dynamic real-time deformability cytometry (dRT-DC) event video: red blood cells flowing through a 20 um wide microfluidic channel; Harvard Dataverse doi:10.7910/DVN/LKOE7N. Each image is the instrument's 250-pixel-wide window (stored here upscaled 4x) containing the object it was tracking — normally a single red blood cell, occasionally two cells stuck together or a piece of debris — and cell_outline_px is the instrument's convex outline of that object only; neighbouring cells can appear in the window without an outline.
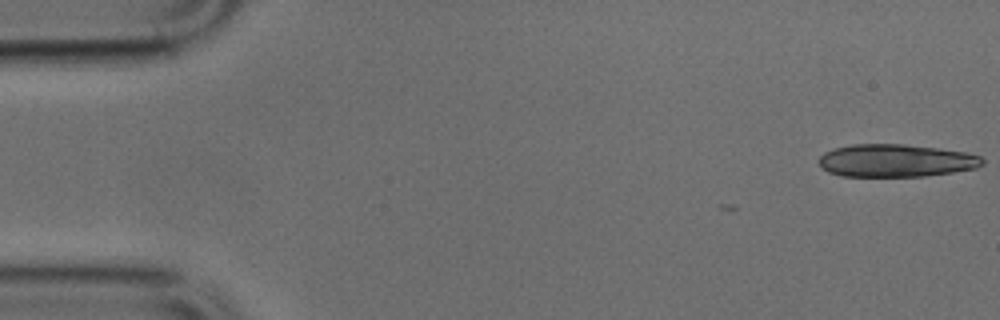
{"species": "common noctule bat (a hibernating species)", "species_latin": "Nyctalus noctula", "temperature_condition": "cold", "stored_images_in_passage": 5, "camera_frame_rate_fps": 3000, "um_per_image_px": 0.085, "animal": {"sex": "male", "body_mass_g": 17.9, "forearm_length_mm": 54.2}, "frame": {"image": 1, "passage_image": 1, "time_ms": 0.0, "image_size_px": [1000, 320], "cell_outline_px": [[984, 164], [976, 168], [952, 172], [924, 176], [840, 176], [828, 172], [816, 160], [824, 152], [836, 148], [852, 144], [904, 144], [936, 148], [964, 152], [980, 156], [984, 160]], "centroid_in_image_um": [76.13, 13.65], "position_along_channel_um": 8.9, "area_um2": 31.1}}